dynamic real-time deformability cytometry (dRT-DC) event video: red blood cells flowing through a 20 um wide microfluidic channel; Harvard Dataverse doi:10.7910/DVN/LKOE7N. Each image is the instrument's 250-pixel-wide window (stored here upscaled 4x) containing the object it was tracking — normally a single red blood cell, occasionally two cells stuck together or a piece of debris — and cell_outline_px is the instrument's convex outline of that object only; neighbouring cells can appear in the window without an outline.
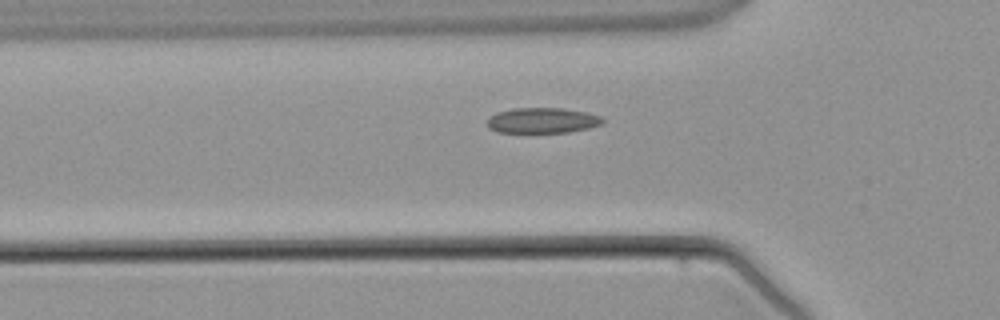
{"species": "common noctule bat (a hibernating species)", "species_latin": "Nyctalus noctula", "temperature_condition": "warm", "stored_images_in_passage": 2, "camera_frame_rate_fps": 3000, "um_per_image_px": 0.085, "animal": {"sex": "male", "body_mass_g": 21.5, "forearm_length_mm": 52.0}, "frame": {"image": 1, "passage_image": 2, "time_ms": 2.333, "image_size_px": [1000, 320], "cell_outline_px": [[604, 124], [588, 128], [568, 132], [496, 132], [488, 128], [488, 120], [496, 112], [512, 108], [564, 108], [584, 112], [600, 116], [604, 120]], "centroid_in_image_um": [46.1, 10.23], "position_along_channel_um": 79.7, "area_um2": 17.05}}